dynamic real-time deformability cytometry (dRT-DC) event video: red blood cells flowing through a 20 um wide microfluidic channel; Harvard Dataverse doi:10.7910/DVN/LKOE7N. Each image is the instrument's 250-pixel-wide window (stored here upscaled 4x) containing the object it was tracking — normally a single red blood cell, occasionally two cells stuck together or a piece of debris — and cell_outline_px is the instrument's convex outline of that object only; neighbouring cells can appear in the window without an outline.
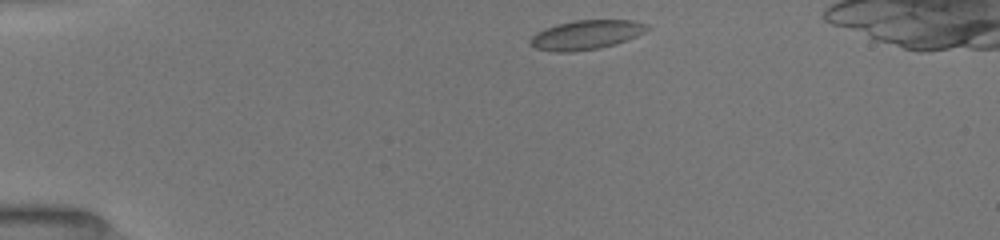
{"species": "common noctule bat (a hibernating species)", "species_latin": "Nyctalus noctula", "temperature_condition": "room temperature", "stored_images_in_passage": 13, "camera_frame_rate_fps": 3000, "um_per_image_px": 0.085, "animal": {"sex": "female", "body_mass_g": 19.5, "forearm_length_mm": 54.1}, "frame": {"image": 1, "passage_image": 1, "time_ms": 0.0, "image_size_px": [1000, 240], "cell_outline_px": [[652, 28], [636, 36], [616, 44], [600, 48], [572, 52], [552, 52], [536, 48], [528, 44], [528, 40], [536, 32], [544, 28], [556, 24], [576, 20], [632, 20], [648, 24]], "centroid_in_image_um": [49.8, 2.96], "position_along_channel_um": 35.2, "area_um2": 20.23}}
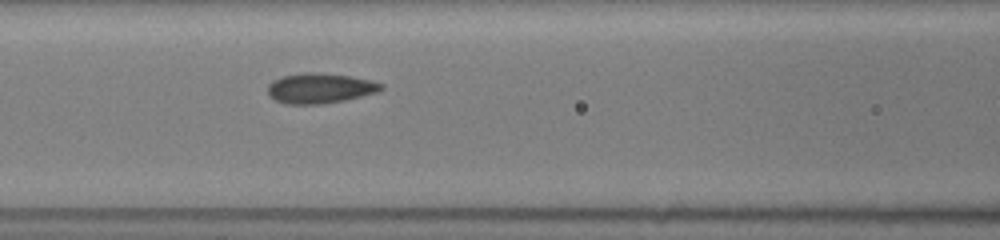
{"frame": {"image": 2, "passage_image": 10, "time_ms": 4.0, "image_size_px": [1000, 240], "cell_outline_px": [[384, 88], [380, 92], [344, 100], [324, 104], [284, 104], [268, 96], [268, 84], [272, 80], [284, 76], [304, 72], [316, 72], [348, 76], [372, 80], [384, 84]], "centroid_in_image_um": [27.21, 7.5], "position_along_channel_um": 139.4, "area_um2": 20.11}}
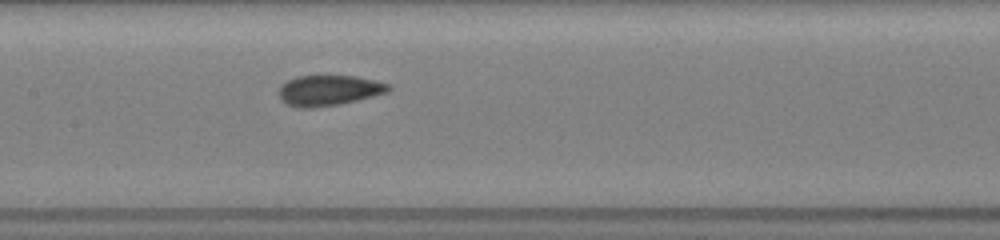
{"frame": {"image": 3, "passage_image": 13, "time_ms": 5.0, "image_size_px": [1000, 240], "cell_outline_px": [[392, 88], [388, 92], [340, 104], [312, 108], [296, 108], [280, 100], [280, 84], [296, 76], [356, 76], [376, 80], [392, 84]], "centroid_in_image_um": [27.97, 7.68], "position_along_channel_um": 179.4, "area_um2": 19.59}}